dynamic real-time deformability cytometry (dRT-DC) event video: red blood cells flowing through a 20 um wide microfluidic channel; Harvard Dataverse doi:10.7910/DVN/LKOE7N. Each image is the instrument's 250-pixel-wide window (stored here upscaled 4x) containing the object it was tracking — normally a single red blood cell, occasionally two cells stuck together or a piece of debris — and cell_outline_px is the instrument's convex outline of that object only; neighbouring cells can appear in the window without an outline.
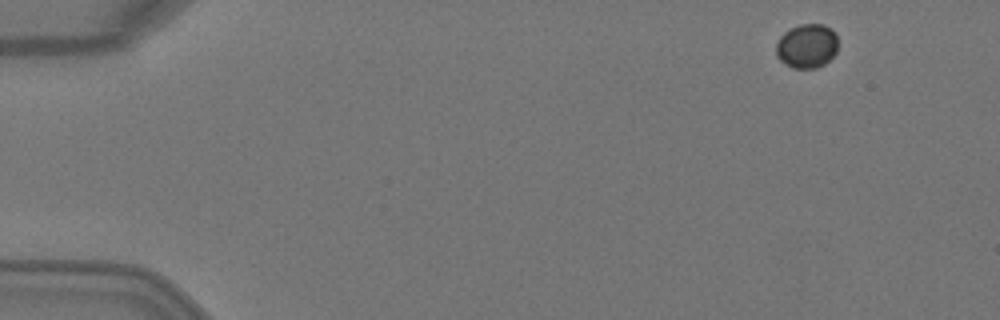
{"species": "Egyptian fruit bat (a non-hibernating species)", "species_latin": "Rousettus aegyptiacus", "temperature_condition": "warm", "stored_images_in_passage": 4, "camera_frame_rate_fps": 3000, "um_per_image_px": 0.085, "animal": {"sex": "female"}, "frame": {"image": 1, "passage_image": 1, "time_ms": 0.0, "image_size_px": [1000, 320], "cell_outline_px": [[836, 52], [824, 64], [816, 68], [792, 68], [784, 64], [776, 56], [776, 44], [780, 36], [784, 32], [800, 24], [824, 24], [832, 28], [836, 32]], "centroid_in_image_um": [68.57, 3.9], "position_along_channel_um": 16.4, "area_um2": 16.01}}
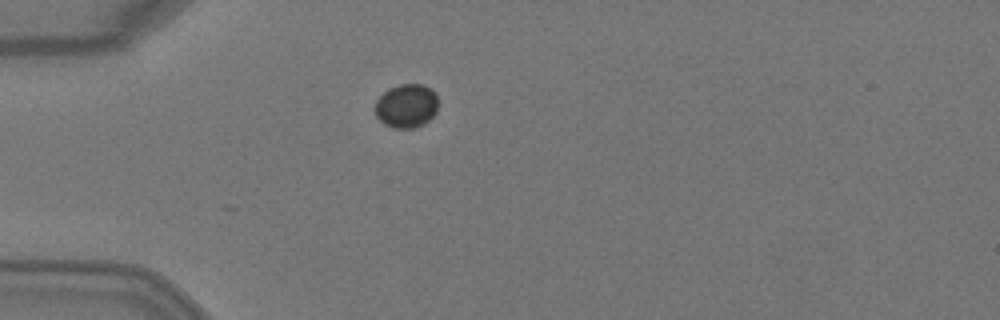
{"frame": {"image": 2, "passage_image": 3, "time_ms": 0.667, "image_size_px": [1000, 320], "cell_outline_px": [[436, 112], [424, 124], [412, 128], [392, 128], [384, 124], [376, 116], [376, 100], [388, 88], [400, 84], [424, 84], [432, 88], [436, 92]], "centroid_in_image_um": [34.55, 8.98], "position_along_channel_um": 50.5, "area_um2": 16.13}}